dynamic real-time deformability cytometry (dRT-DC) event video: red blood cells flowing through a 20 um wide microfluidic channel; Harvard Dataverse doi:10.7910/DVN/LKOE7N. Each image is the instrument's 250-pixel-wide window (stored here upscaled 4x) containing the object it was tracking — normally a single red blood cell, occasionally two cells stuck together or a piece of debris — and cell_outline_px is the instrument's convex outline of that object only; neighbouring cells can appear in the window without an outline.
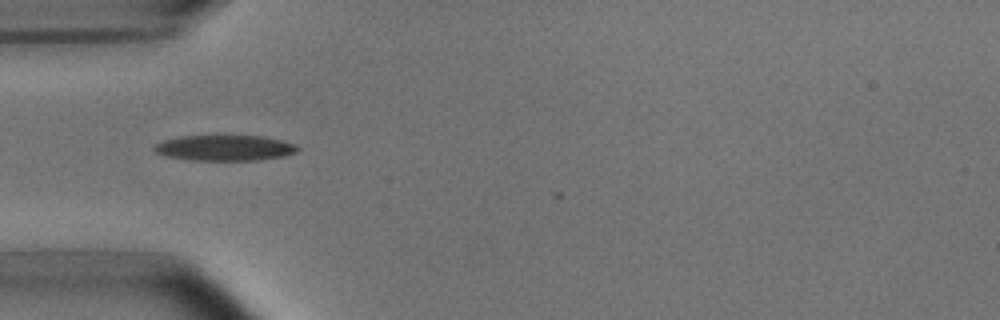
{"species": "common noctule bat (a hibernating species)", "species_latin": "Nyctalus noctula", "temperature_condition": "room temperature", "stored_images_in_passage": 4, "camera_frame_rate_fps": 3000, "um_per_image_px": 0.085, "animal": {"sex": "male", "body_mass_g": 15.6}, "frame": {"image": 1, "passage_image": 1, "time_ms": 0.0, "image_size_px": [1000, 320], "cell_outline_px": [[300, 148], [296, 152], [284, 156], [260, 160], [188, 160], [164, 156], [156, 152], [152, 148], [156, 144], [164, 140], [180, 136], [264, 136], [296, 144]], "centroid_in_image_um": [19.1, 12.58], "position_along_channel_um": 65.9, "area_um2": 21.44}}